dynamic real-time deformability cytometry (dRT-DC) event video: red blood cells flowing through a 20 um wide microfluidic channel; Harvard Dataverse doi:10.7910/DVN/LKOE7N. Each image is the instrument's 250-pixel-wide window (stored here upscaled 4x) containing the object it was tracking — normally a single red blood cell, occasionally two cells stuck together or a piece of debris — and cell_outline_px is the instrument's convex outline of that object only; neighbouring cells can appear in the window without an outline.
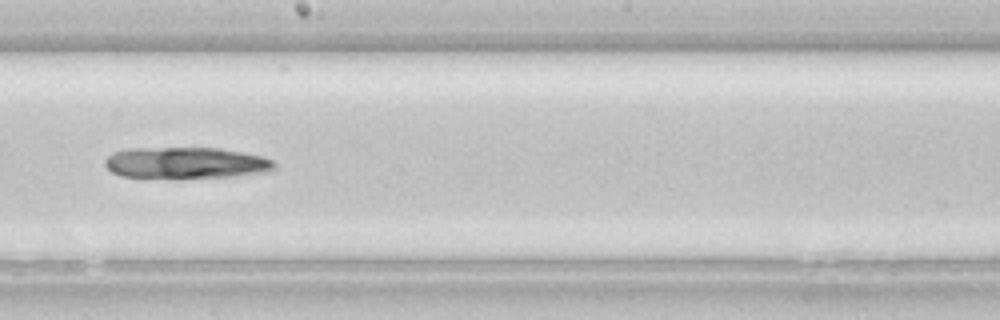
{"species": "common noctule bat (a hibernating species)", "species_latin": "Nyctalus noctula", "temperature_condition": "room temperature", "stored_images_in_passage": 35, "camera_frame_rate_fps": 3000, "um_per_image_px": 0.085, "animal": {"sex": "female", "body_mass_g": 22.7, "forearm_length_mm": 54.2}, "frame": {"image": 1, "passage_image": 16, "time_ms": 5.0, "image_size_px": [1000, 320], "cell_outline_px": [[276, 168], [268, 172], [232, 176], [120, 176], [112, 172], [104, 164], [104, 160], [112, 152], [128, 148], [220, 148], [264, 156], [272, 160], [276, 164]], "centroid_in_image_um": [15.83, 13.81], "position_along_channel_um": 232.4, "area_um2": 30.4}}